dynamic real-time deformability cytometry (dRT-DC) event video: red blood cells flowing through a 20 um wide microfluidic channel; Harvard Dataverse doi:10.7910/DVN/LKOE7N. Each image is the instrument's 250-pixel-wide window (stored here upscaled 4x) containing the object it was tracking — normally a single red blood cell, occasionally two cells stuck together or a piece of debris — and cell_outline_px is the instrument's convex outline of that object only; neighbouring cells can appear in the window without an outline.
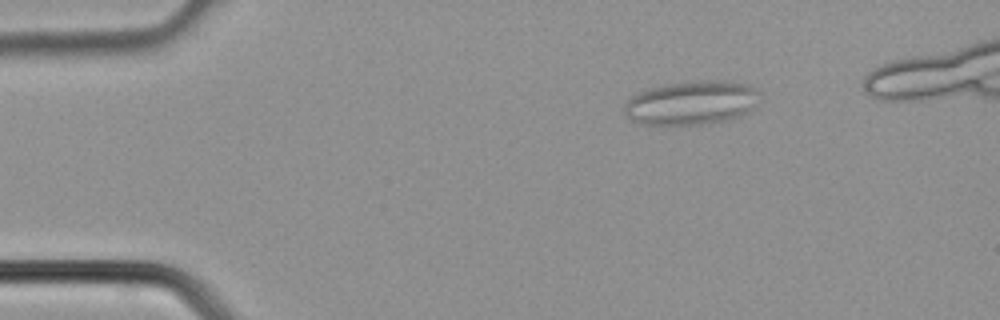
{"species": "common noctule bat (a hibernating species)", "species_latin": "Nyctalus noctula", "temperature_condition": "cold", "stored_images_in_passage": 35, "segment_of_instrument_passage": [1, 2], "camera_frame_rate_fps": 3000, "um_per_image_px": 0.085, "animal": {"sex": "male", "body_mass_g": 21.5, "forearm_length_mm": 52.0}, "frame": {"image": 1, "passage_image": 6, "time_ms": 1.667, "image_size_px": [1000, 320], "cell_outline_px": [[760, 92], [756, 104], [748, 112], [740, 116], [724, 120], [700, 124], [640, 124], [632, 120], [624, 112], [624, 104], [632, 96], [648, 88], [672, 84], [700, 80], [724, 80], [748, 84], [756, 88]], "centroid_in_image_um": [58.81, 8.72], "position_along_channel_um": 26.2, "area_um2": 34.39}}